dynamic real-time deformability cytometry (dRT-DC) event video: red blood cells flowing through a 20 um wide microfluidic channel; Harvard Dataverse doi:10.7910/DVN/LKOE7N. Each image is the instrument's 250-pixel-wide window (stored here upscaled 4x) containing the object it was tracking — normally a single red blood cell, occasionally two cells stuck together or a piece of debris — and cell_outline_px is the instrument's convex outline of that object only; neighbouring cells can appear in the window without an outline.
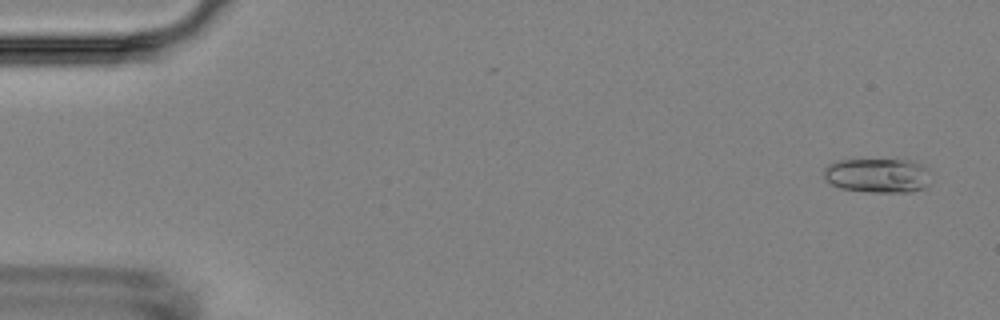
{"species": "Egyptian fruit bat (a non-hibernating species)", "species_latin": "Rousettus aegyptiacus", "temperature_condition": "room temperature", "stored_images_in_passage": 6, "camera_frame_rate_fps": 3000, "um_per_image_px": 0.085, "animal": {"sex": "female"}, "frame": {"image": 1, "passage_image": 1, "time_ms": 0.0, "image_size_px": [1000, 320], "cell_outline_px": [[928, 184], [924, 188], [912, 192], [872, 192], [840, 188], [824, 180], [824, 168], [828, 164], [836, 160], [896, 156], [912, 160], [920, 164], [924, 168]], "centroid_in_image_um": [74.54, 14.85], "position_along_channel_um": 10.5, "area_um2": 22.37}}